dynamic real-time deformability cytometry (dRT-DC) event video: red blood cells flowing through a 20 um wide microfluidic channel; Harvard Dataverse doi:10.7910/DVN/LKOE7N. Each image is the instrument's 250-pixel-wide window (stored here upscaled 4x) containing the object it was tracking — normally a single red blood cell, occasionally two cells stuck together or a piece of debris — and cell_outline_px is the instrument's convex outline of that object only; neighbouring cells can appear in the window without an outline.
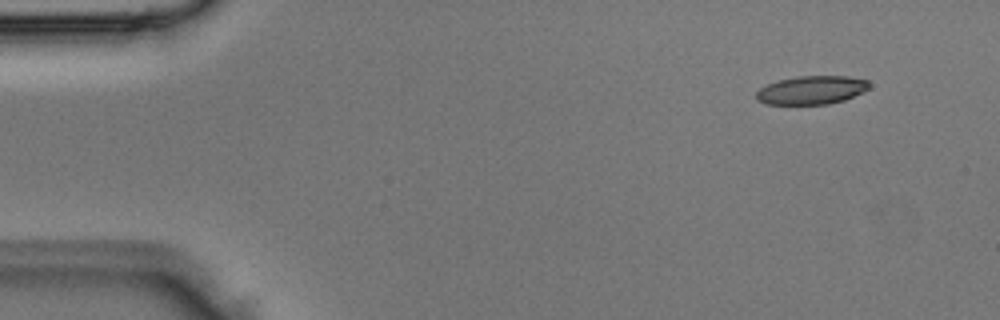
{"species": "Egyptian fruit bat (a non-hibernating species)", "species_latin": "Rousettus aegyptiacus", "temperature_condition": "room temperature", "stored_images_in_passage": 3, "camera_frame_rate_fps": 3000, "um_per_image_px": 0.085, "animal": {"sex": "male"}, "frame": {"image": 1, "passage_image": 1, "time_ms": 0.0, "image_size_px": [1000, 320], "cell_outline_px": [[872, 84], [864, 92], [844, 100], [828, 104], [764, 104], [756, 100], [756, 92], [760, 88], [776, 80], [796, 76], [848, 76], [868, 80]], "centroid_in_image_um": [68.99, 7.65], "position_along_channel_um": 16.0, "area_um2": 18.96}}
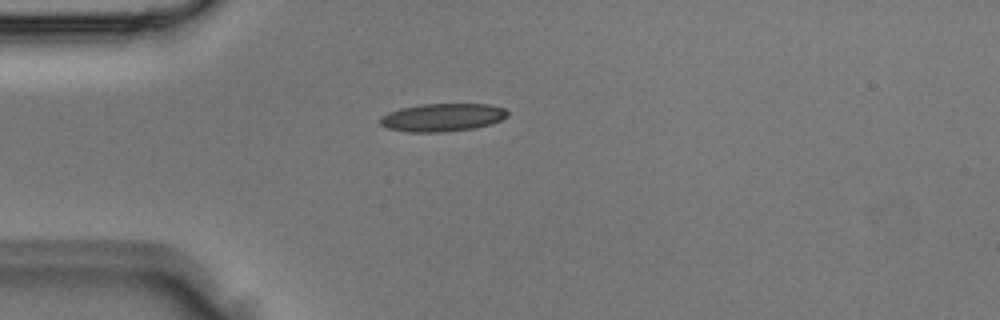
{"frame": {"image": 2, "passage_image": 3, "time_ms": 0.667, "image_size_px": [1000, 320], "cell_outline_px": [[508, 116], [500, 120], [476, 128], [444, 132], [408, 132], [388, 128], [380, 124], [380, 116], [388, 112], [400, 108], [420, 104], [488, 104], [504, 108], [508, 112]], "centroid_in_image_um": [37.58, 9.98], "position_along_channel_um": 47.4, "area_um2": 20.81}}